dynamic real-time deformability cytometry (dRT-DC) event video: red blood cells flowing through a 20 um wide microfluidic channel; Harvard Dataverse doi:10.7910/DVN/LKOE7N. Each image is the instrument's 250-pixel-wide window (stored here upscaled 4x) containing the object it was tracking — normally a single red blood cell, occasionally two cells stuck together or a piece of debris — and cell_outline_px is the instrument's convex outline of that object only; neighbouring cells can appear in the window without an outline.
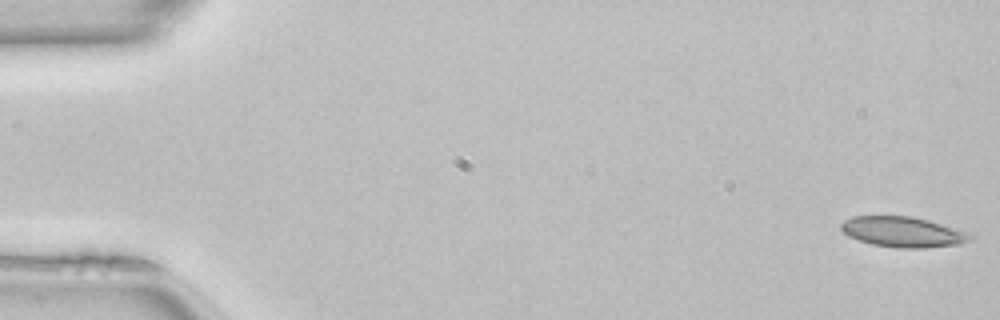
{"species": "common noctule bat (a hibernating species)", "species_latin": "Nyctalus noctula", "temperature_condition": "room temperature", "stored_images_in_passage": 50, "camera_frame_rate_fps": 3000, "um_per_image_px": 0.085, "animal": {"sex": "female", "body_mass_g": 22.7, "forearm_length_mm": 54.2}, "frame": {"image": 1, "passage_image": 1, "time_ms": 0.0, "image_size_px": [1000, 320], "cell_outline_px": [[976, 240], [960, 244], [924, 248], [900, 248], [872, 244], [848, 236], [840, 228], [840, 224], [844, 220], [852, 216], [912, 216], [928, 220], [972, 232]], "centroid_in_image_um": [76.84, 19.71], "position_along_channel_um": 8.2, "area_um2": 23.24}}
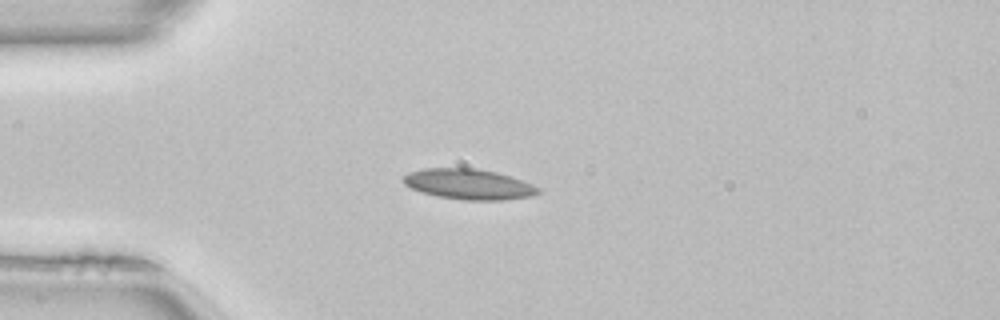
{"frame": {"image": 2, "passage_image": 13, "time_ms": 4.0, "image_size_px": [1000, 320], "cell_outline_px": [[540, 192], [532, 196], [504, 200], [464, 200], [436, 196], [412, 188], [404, 184], [404, 176], [408, 172], [424, 168], [476, 168], [496, 172], [532, 184], [540, 188]], "centroid_in_image_um": [39.85, 15.66], "position_along_channel_um": 45.2, "area_um2": 23.76}}
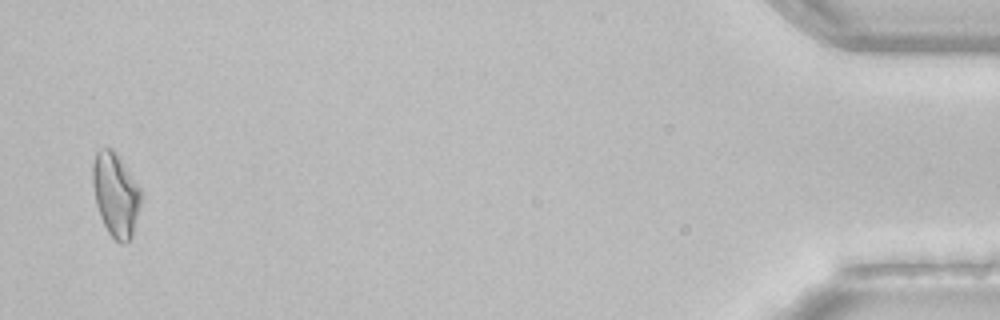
{"frame": {"image": 3, "passage_image": 49, "time_ms": 16.0, "image_size_px": [1000, 320], "cell_outline_px": [[140, 204], [132, 236], [124, 244], [120, 244], [108, 232], [100, 216], [96, 204], [92, 180], [92, 164], [96, 152], [100, 148], [112, 148], [116, 152], [140, 188]], "centroid_in_image_um": [9.81, 16.52], "position_along_channel_um": 425.4, "area_um2": 23.29}, "authors_computed_cell_mechanics": {"area_um2": 21.9062, "velocity_mm_per_s": 4.0851, "shape_relaxation_time_tau1_ms": null, "shape_relaxation_time_tau2_ms": 4.8017, "deformation_change_tau1": null, "deformation_change_tau2": 0.1019}}